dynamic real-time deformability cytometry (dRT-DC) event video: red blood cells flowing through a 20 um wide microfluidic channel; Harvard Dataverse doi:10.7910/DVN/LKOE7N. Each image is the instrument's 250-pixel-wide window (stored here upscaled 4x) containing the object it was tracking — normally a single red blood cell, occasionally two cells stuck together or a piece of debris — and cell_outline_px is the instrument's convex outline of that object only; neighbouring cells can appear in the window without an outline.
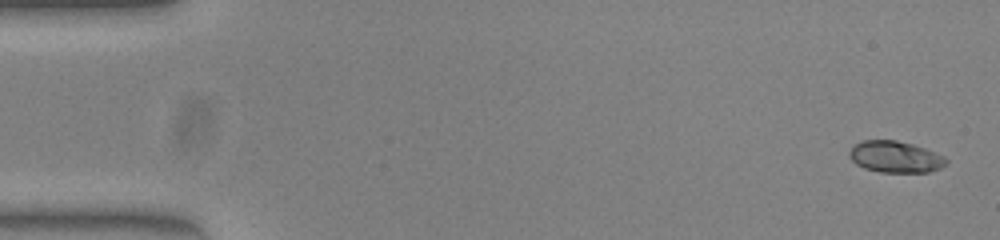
{"species": "common noctule bat (a hibernating species)", "species_latin": "Nyctalus noctula", "temperature_condition": "warm", "stored_images_in_passage": 52, "camera_frame_rate_fps": 3000, "um_per_image_px": 0.085, "animal": {"sex": "female", "body_mass_g": 23.0, "forearm_length_mm": 53.4}, "frame": {"image": 1, "passage_image": 2, "time_ms": 0.333, "image_size_px": [1000, 240], "cell_outline_px": [[948, 164], [940, 168], [928, 172], [880, 172], [864, 168], [856, 164], [848, 156], [848, 152], [852, 144], [864, 140], [896, 140], [912, 144], [924, 148], [944, 156], [948, 160]], "centroid_in_image_um": [76.07, 13.33], "position_along_channel_um": 8.9, "area_um2": 17.92}}
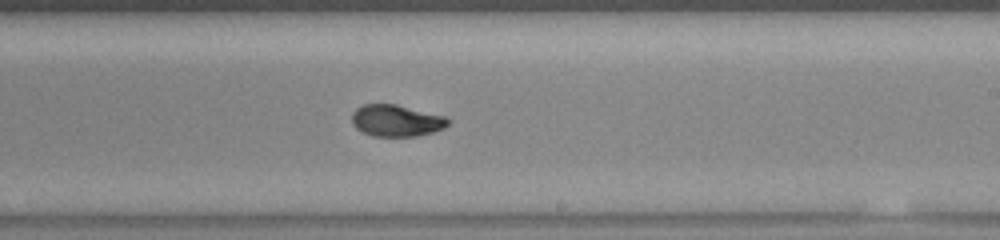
{"frame": {"image": 2, "passage_image": 31, "time_ms": 10.0, "image_size_px": [1000, 240], "cell_outline_px": [[452, 120], [444, 128], [432, 132], [416, 136], [372, 136], [356, 128], [352, 124], [352, 112], [356, 108], [364, 104], [396, 104], [448, 116]], "centroid_in_image_um": [33.72, 10.24], "position_along_channel_um": 255.3, "area_um2": 17.98}}
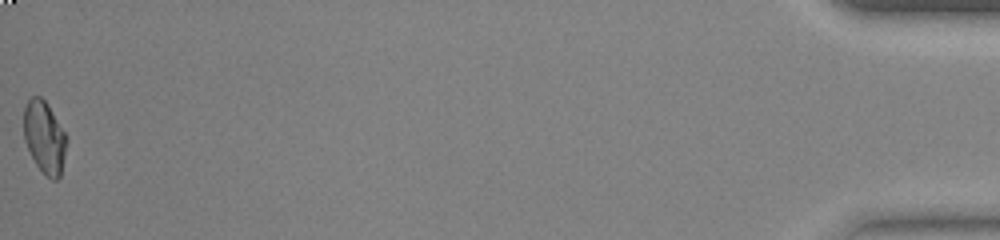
{"frame": {"image": 3, "passage_image": 52, "time_ms": 17.0, "image_size_px": [1000, 240], "cell_outline_px": [[68, 140], [60, 176], [56, 180], [52, 180], [36, 164], [24, 140], [24, 108], [28, 100], [32, 96], [40, 96], [48, 104], [68, 136]], "centroid_in_image_um": [3.8, 11.63], "position_along_channel_um": 431.4, "area_um2": 18.03}, "authors_computed_cell_mechanics": {"area_um2": 17.9758, "velocity_mm_per_s": 3.9836, "shape_relaxation_time_tau1_ms": 8.0083, "shape_relaxation_time_tau2_ms": null, "deformation_change_tau1": 0.2352, "deformation_change_tau2": null}}